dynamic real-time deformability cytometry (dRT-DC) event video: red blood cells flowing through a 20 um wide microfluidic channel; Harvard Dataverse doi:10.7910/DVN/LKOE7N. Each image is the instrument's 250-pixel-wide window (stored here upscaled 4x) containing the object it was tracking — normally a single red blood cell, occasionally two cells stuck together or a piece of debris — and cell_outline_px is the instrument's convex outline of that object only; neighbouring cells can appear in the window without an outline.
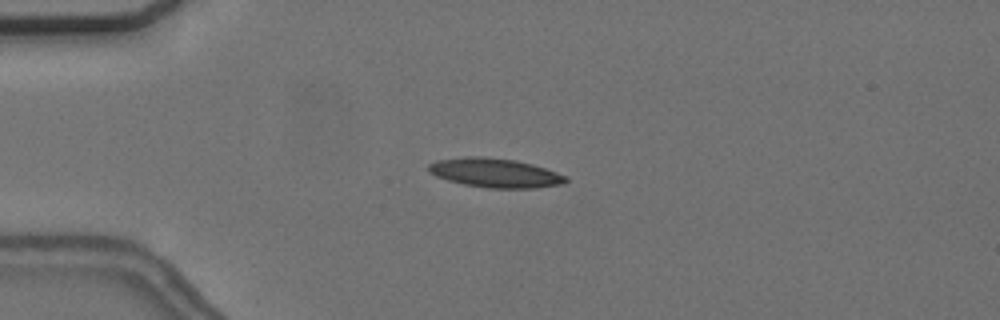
{"species": "common noctule bat (a hibernating species)", "species_latin": "Nyctalus noctula", "temperature_condition": "cold", "stored_images_in_passage": 4, "camera_frame_rate_fps": 3000, "um_per_image_px": 0.085, "animal": {"sex": "female", "body_mass_g": 24.6, "forearm_length_mm": 56.2}, "frame": {"image": 1, "passage_image": 3, "time_ms": 2.333, "image_size_px": [1000, 320], "cell_outline_px": [[568, 180], [564, 184], [536, 188], [488, 188], [464, 184], [448, 180], [436, 176], [428, 172], [428, 164], [436, 160], [464, 156], [480, 156], [516, 160], [532, 164], [568, 176]], "centroid_in_image_um": [42.08, 14.69], "position_along_channel_um": 42.9, "area_um2": 23.47}}